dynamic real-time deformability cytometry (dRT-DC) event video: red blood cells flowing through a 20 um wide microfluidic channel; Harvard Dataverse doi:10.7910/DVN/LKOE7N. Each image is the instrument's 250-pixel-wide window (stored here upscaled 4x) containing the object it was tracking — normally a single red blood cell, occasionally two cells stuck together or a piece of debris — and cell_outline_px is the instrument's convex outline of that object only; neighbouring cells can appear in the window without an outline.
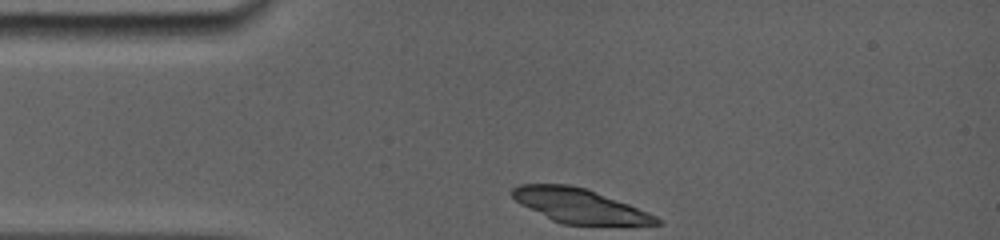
{"species": "common noctule bat (a hibernating species)", "species_latin": "Nyctalus noctula", "temperature_condition": "room temperature", "stored_images_in_passage": 4, "camera_frame_rate_fps": 5000, "um_per_image_px": 0.085, "animal": {"sex": "female", "body_mass_g": 19.0, "forearm_length_mm": 56.7}, "frame": {"image": 1, "passage_image": 1, "time_ms": 0.0, "image_size_px": [1000, 240], "cell_outline_px": [[664, 224], [564, 224], [552, 220], [520, 204], [508, 192], [512, 188], [520, 184], [568, 184], [588, 188], [648, 212], [656, 216]], "centroid_in_image_um": [49.21, 17.46], "position_along_channel_um": 35.8, "area_um2": 28.55}}